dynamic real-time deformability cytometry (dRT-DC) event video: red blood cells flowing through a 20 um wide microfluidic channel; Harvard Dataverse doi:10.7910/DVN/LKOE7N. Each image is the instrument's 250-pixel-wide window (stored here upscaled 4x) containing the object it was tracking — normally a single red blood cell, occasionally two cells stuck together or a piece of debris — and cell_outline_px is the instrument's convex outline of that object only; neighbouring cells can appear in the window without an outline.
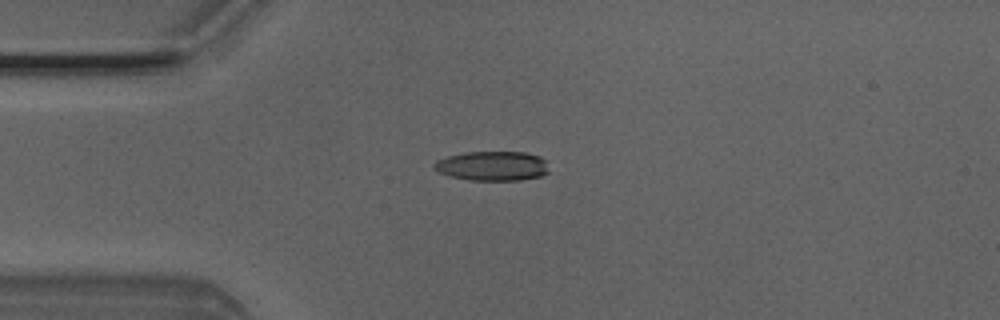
{"species": "Egyptian fruit bat (a non-hibernating species)", "species_latin": "Rousettus aegyptiacus", "temperature_condition": "room temperature", "stored_images_in_passage": 5, "camera_frame_rate_fps": 3000, "um_per_image_px": 0.085, "animal": {"sex": "male"}, "frame": {"image": 1, "passage_image": 3, "time_ms": 0.667, "image_size_px": [1000, 320], "cell_outline_px": [[548, 172], [540, 176], [520, 180], [468, 180], [448, 176], [432, 168], [432, 164], [436, 160], [448, 156], [464, 152], [524, 152], [540, 156], [544, 160]], "centroid_in_image_um": [41.8, 14.1], "position_along_channel_um": 43.2, "area_um2": 19.77}}